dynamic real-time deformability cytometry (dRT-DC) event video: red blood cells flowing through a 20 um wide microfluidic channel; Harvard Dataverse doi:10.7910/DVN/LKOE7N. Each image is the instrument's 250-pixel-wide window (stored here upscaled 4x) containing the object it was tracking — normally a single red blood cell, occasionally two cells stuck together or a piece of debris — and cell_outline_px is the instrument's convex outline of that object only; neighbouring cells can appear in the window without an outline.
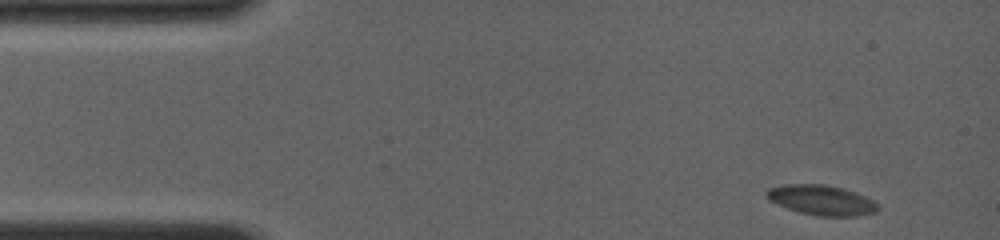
{"species": "common noctule bat (a hibernating species)", "species_latin": "Nyctalus noctula", "temperature_condition": "room temperature", "stored_images_in_passage": 31, "camera_frame_rate_fps": 4000, "um_per_image_px": 0.085, "animal": {"sex": "female", "body_mass_g": 19.0, "forearm_length_mm": 56.7}, "frame": {"image": 1, "passage_image": 1, "time_ms": 0.0, "image_size_px": [1000, 240], "cell_outline_px": [[880, 208], [876, 212], [856, 216], [816, 216], [800, 212], [776, 204], [768, 200], [764, 196], [764, 192], [768, 188], [784, 184], [824, 184], [844, 188], [856, 192], [872, 200]], "centroid_in_image_um": [69.78, 17.0], "position_along_channel_um": 15.2, "area_um2": 19.65}}
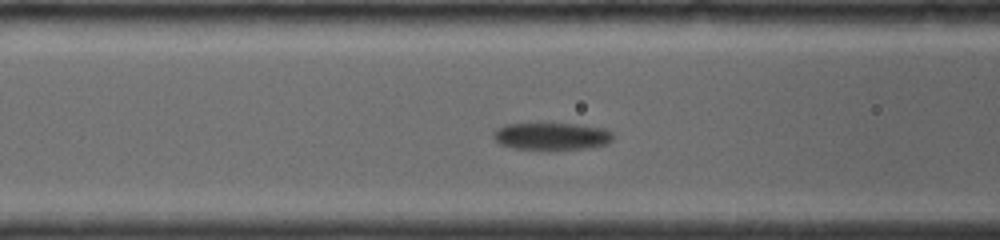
{"frame": {"image": 2, "passage_image": 18, "time_ms": 5.25, "image_size_px": [1000, 240], "cell_outline_px": [[616, 136], [612, 140], [604, 144], [584, 148], [516, 148], [500, 144], [492, 136], [492, 132], [496, 128], [504, 124], [576, 124], [604, 128], [612, 132]], "centroid_in_image_um": [46.88, 11.55], "position_along_channel_um": 119.7, "area_um2": 18.55}}
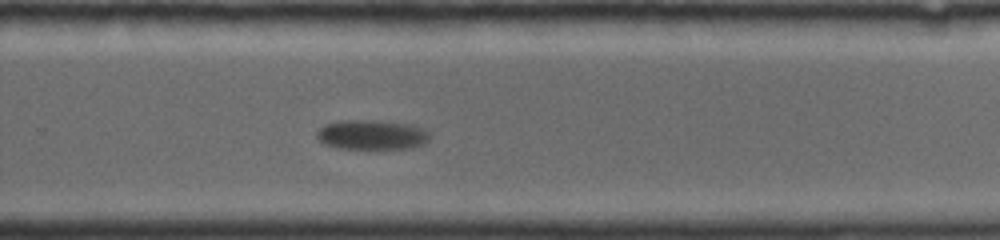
{"frame": {"image": 3, "passage_image": 31, "time_ms": 10.0, "image_size_px": [1000, 240], "cell_outline_px": [[428, 140], [424, 144], [408, 148], [336, 148], [324, 144], [316, 136], [316, 132], [320, 128], [328, 124], [340, 120], [376, 120], [408, 124], [420, 128], [428, 132]], "centroid_in_image_um": [31.56, 11.45], "position_along_channel_um": 298.2, "area_um2": 19.25}}